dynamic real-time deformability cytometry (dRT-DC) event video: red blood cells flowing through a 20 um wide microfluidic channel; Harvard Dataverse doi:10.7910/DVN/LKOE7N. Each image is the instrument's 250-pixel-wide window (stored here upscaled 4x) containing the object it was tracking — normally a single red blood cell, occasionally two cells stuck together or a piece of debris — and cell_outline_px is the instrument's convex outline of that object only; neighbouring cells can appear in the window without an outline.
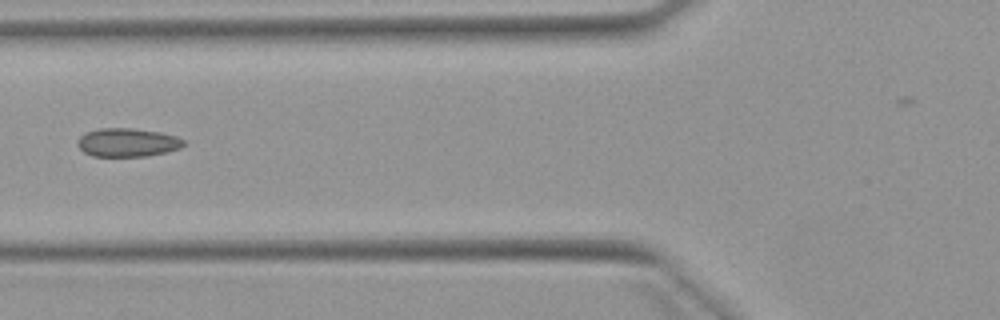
{"species": "Egyptian fruit bat (a non-hibernating species)", "species_latin": "Rousettus aegyptiacus", "temperature_condition": "warm", "stored_images_in_passage": 5, "camera_frame_rate_fps": 3000, "um_per_image_px": 0.085, "animal": {"sex": "female"}, "frame": {"image": 1, "passage_image": 5, "time_ms": 4.667, "image_size_px": [1000, 320], "cell_outline_px": [[188, 144], [180, 148], [148, 156], [92, 156], [84, 152], [76, 144], [80, 136], [84, 132], [96, 128], [132, 128], [160, 132], [176, 136], [184, 140]], "centroid_in_image_um": [10.82, 12.1], "position_along_channel_um": 115.0, "area_um2": 17.8}}